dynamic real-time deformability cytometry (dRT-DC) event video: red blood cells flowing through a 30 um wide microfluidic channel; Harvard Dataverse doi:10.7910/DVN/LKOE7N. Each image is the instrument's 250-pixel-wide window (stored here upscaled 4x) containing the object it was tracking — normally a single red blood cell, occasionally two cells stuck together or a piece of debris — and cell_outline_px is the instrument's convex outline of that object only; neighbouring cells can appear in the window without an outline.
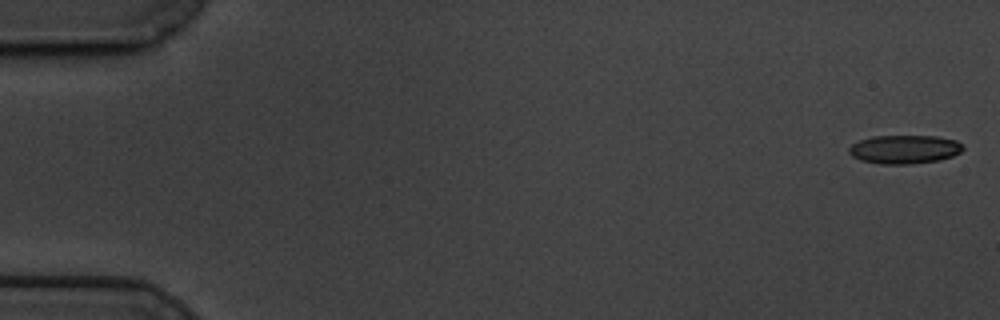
{"species": "common noctule bat (a hibernating species)", "species_latin": "Nyctalus noctula", "temperature_condition": "cold", "stored_images_in_passage": 59, "camera_frame_rate_fps": 3000, "um_per_image_px": 0.085, "animal": {"sex": "male", "body_mass_g": 19.5, "forearm_length_mm": 54.6}, "frame": {"image": 1, "passage_image": 1, "time_ms": 0.0, "image_size_px": [1000, 320], "cell_outline_px": [[964, 148], [960, 152], [952, 156], [940, 160], [908, 164], [880, 164], [860, 160], [852, 156], [848, 152], [848, 148], [852, 144], [860, 140], [872, 136], [936, 136], [956, 140], [964, 144]], "centroid_in_image_um": [76.88, 12.69], "position_along_channel_um": 8.1, "area_um2": 19.13}}
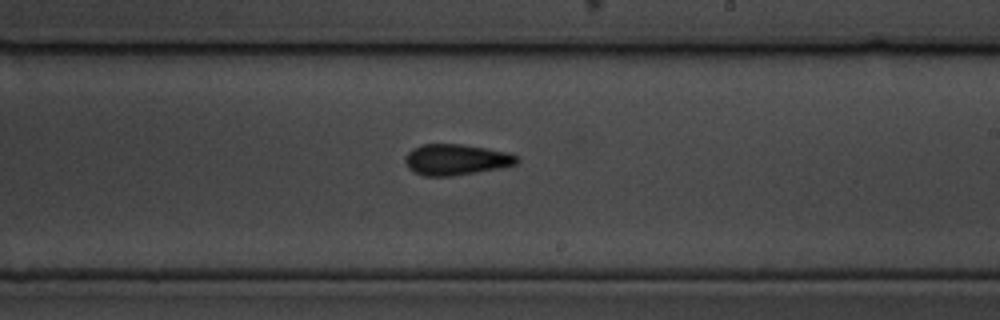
{"frame": {"image": 2, "passage_image": 35, "time_ms": 11.333, "image_size_px": [1000, 320], "cell_outline_px": [[520, 160], [516, 164], [500, 168], [452, 176], [424, 176], [408, 168], [404, 160], [404, 156], [412, 148], [420, 144], [460, 144], [488, 148], [508, 152], [516, 156]], "centroid_in_image_um": [38.75, 13.56], "position_along_channel_um": 250.3, "area_um2": 20.23}}
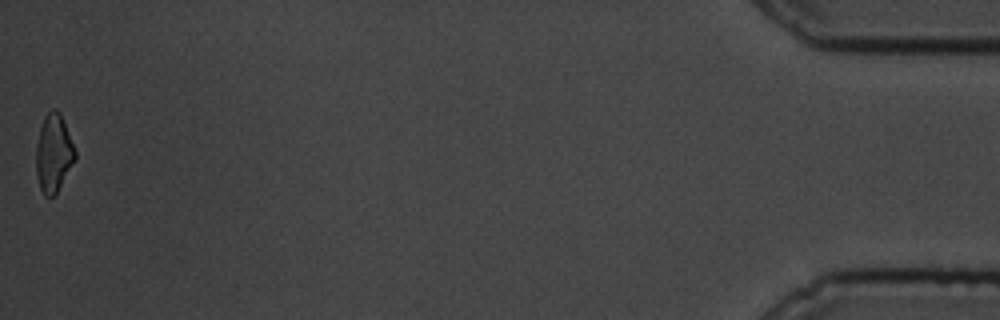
{"frame": {"image": 3, "passage_image": 59, "time_ms": 19.333, "image_size_px": [1000, 320], "cell_outline_px": [[76, 156], [56, 192], [52, 196], [44, 196], [40, 188], [36, 176], [36, 144], [40, 128], [44, 116], [52, 108], [56, 108], [60, 112], [76, 152]], "centroid_in_image_um": [4.52, 12.98], "position_along_channel_um": 430.7, "area_um2": 17.4}, "authors_computed_cell_mechanics": {"area_um2": 19.4786, "velocity_mm_per_s": 3.4146, "shape_relaxation_time_tau1_ms": 10.0937, "shape_relaxation_time_tau2_ms": 4.5564, "deformation_change_tau1": 0.1533, "deformation_change_tau2": 0.0989}}